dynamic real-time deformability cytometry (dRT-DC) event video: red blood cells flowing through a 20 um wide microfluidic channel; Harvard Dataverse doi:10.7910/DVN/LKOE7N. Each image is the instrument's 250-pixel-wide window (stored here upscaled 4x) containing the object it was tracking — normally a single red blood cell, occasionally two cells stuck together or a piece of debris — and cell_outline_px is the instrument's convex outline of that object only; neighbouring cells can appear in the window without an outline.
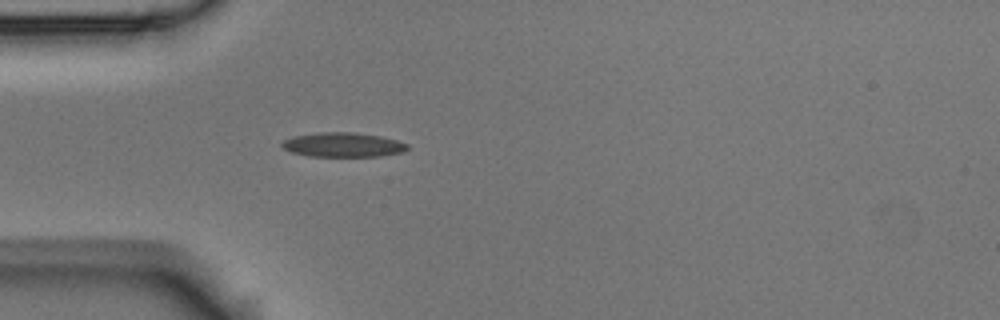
{"species": "Egyptian fruit bat (a non-hibernating species)", "species_latin": "Rousettus aegyptiacus", "temperature_condition": "room temperature", "stored_images_in_passage": 1, "camera_frame_rate_fps": 3000, "um_per_image_px": 0.085, "animal": {"sex": "male"}, "frame": {"image": 1, "passage_image": 1, "time_ms": 0.0, "image_size_px": [1000, 320], "cell_outline_px": [[408, 148], [404, 152], [380, 156], [308, 156], [292, 152], [284, 148], [280, 144], [284, 140], [292, 136], [320, 132], [356, 132], [380, 136], [396, 140], [408, 144]], "centroid_in_image_um": [29.16, 12.3], "position_along_channel_um": 55.8, "area_um2": 17.86}}